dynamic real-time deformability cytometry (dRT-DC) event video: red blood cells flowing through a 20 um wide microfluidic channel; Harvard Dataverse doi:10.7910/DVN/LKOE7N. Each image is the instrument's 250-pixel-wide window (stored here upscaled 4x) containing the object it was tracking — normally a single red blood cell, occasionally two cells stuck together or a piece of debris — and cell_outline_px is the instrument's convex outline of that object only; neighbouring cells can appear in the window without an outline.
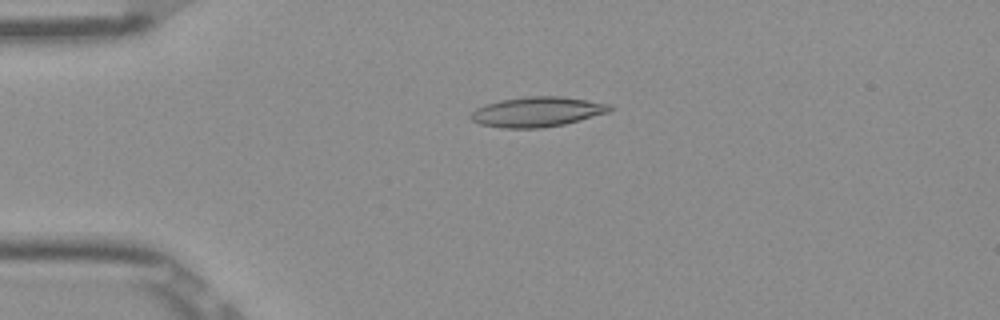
{"species": "Egyptian fruit bat (a non-hibernating species)", "species_latin": "Rousettus aegyptiacus", "temperature_condition": "room temperature", "stored_images_in_passage": 52, "camera_frame_rate_fps": 3000, "um_per_image_px": 0.085, "frame": {"image": 1, "passage_image": 12, "time_ms": 3.667, "image_size_px": [1000, 320], "cell_outline_px": [[616, 108], [608, 112], [580, 120], [564, 124], [540, 128], [500, 128], [480, 124], [472, 120], [468, 116], [476, 108], [484, 104], [500, 100], [528, 96], [560, 96], [588, 100], [608, 104]], "centroid_in_image_um": [45.63, 9.5], "position_along_channel_um": 39.4, "area_um2": 24.33}}
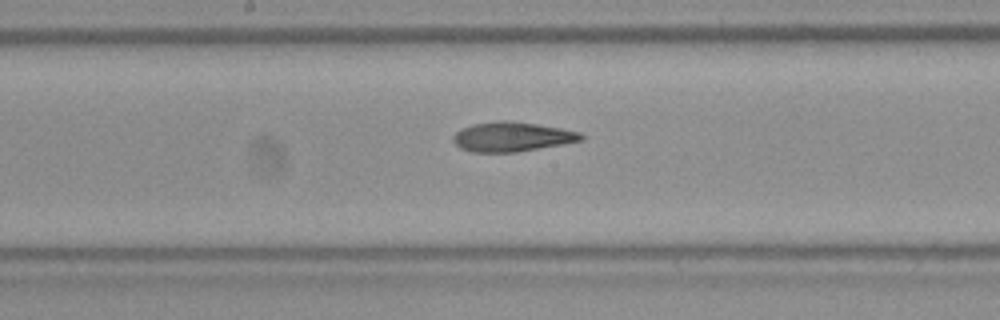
{"frame": {"image": 2, "passage_image": 27, "time_ms": 8.667, "image_size_px": [1000, 320], "cell_outline_px": [[584, 140], [564, 144], [516, 152], [472, 152], [460, 148], [452, 140], [452, 136], [460, 128], [472, 124], [504, 120], [508, 120], [536, 124], [560, 128], [580, 132], [584, 136]], "centroid_in_image_um": [43.51, 11.62], "position_along_channel_um": 204.7, "area_um2": 22.08}}
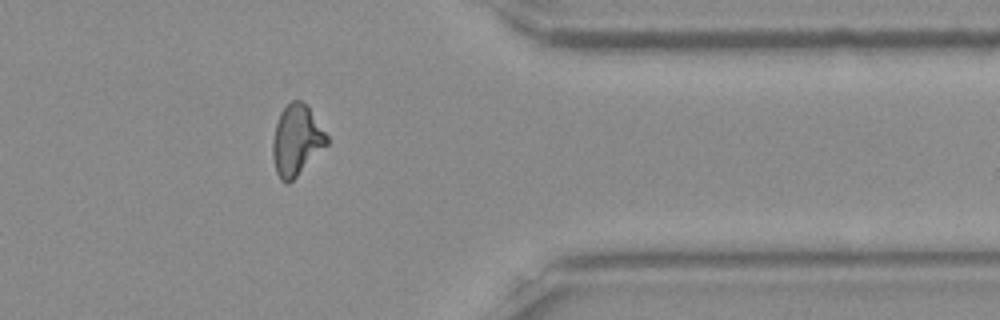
{"frame": {"image": 3, "passage_image": 42, "time_ms": 13.667, "image_size_px": [1000, 320], "cell_outline_px": [[328, 144], [288, 184], [280, 180], [276, 172], [272, 156], [272, 140], [276, 124], [280, 112], [292, 100], [300, 100], [308, 104], [328, 136]], "centroid_in_image_um": [25.2, 11.9], "position_along_channel_um": 386.2, "area_um2": 22.31}, "authors_computed_cell_mechanics": {"area_um2": 22.3686, "velocity_mm_per_s": 3.9187, "shape_relaxation_time_tau1_ms": null, "shape_relaxation_time_tau2_ms": 5.3822, "deformation_change_tau1": null, "deformation_change_tau2": 0.1452}}